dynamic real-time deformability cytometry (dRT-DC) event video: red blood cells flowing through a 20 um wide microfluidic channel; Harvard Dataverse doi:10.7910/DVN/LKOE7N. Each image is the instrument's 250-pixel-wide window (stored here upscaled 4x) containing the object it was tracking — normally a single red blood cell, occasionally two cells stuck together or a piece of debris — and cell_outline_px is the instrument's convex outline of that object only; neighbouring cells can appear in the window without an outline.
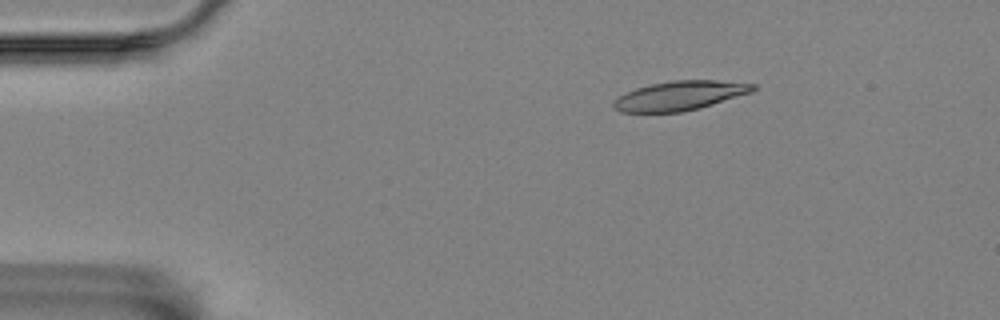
{"species": "Egyptian fruit bat (a non-hibernating species)", "species_latin": "Rousettus aegyptiacus", "temperature_condition": "room temperature", "stored_images_in_passage": 48, "camera_frame_rate_fps": 3000, "um_per_image_px": 0.085, "animal": {"sex": "female"}, "frame": {"image": 1, "passage_image": 1, "time_ms": 0.0, "image_size_px": [1000, 320], "cell_outline_px": [[756, 88], [752, 92], [712, 104], [680, 112], [620, 112], [612, 108], [612, 104], [620, 96], [636, 88], [648, 84], [672, 80], [716, 80], [756, 84]], "centroid_in_image_um": [57.77, 8.12], "position_along_channel_um": 27.2, "area_um2": 23.58}}
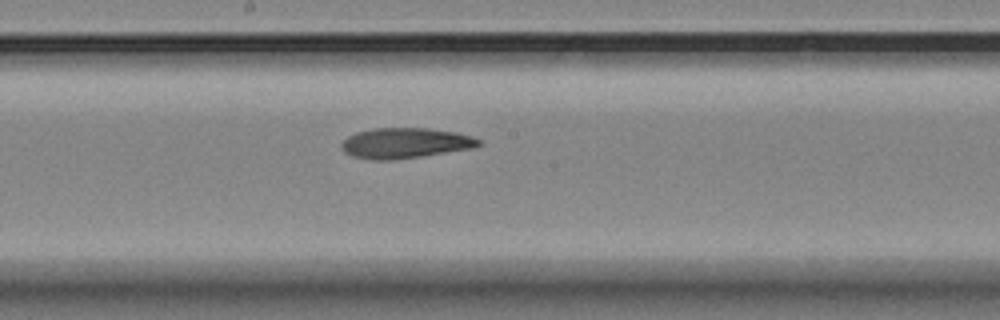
{"frame": {"image": 2, "passage_image": 22, "time_ms": 7.0, "image_size_px": [1000, 320], "cell_outline_px": [[484, 144], [472, 148], [420, 156], [392, 160], [372, 160], [352, 156], [344, 152], [340, 148], [340, 144], [348, 136], [356, 132], [376, 128], [428, 128], [456, 132], [472, 136], [480, 140]], "centroid_in_image_um": [34.42, 12.16], "position_along_channel_um": 213.8, "area_um2": 24.33}}
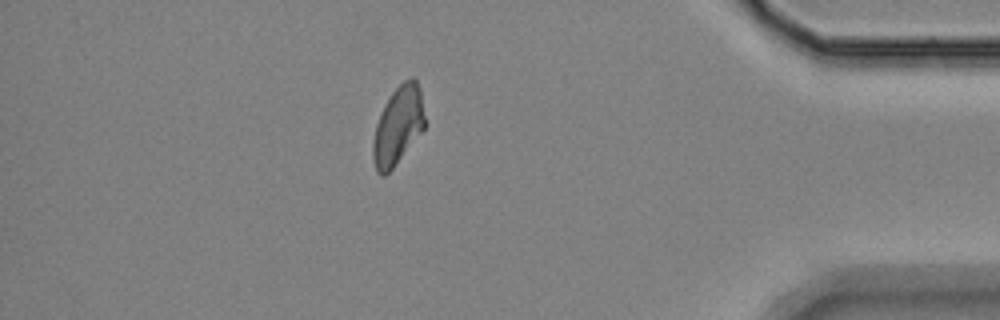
{"frame": {"image": 3, "passage_image": 41, "time_ms": 13.333, "image_size_px": [1000, 320], "cell_outline_px": [[424, 128], [392, 168], [384, 176], [380, 176], [376, 172], [372, 156], [372, 144], [376, 124], [384, 104], [392, 92], [404, 80], [412, 76], [416, 76], [420, 88], [424, 116]], "centroid_in_image_um": [33.81, 10.65], "position_along_channel_um": 401.4, "area_um2": 23.41}, "authors_computed_cell_mechanics": {"area_um2": 24.1315, "velocity_mm_per_s": 3.5368, "shape_relaxation_time_tau1_ms": 7.2632, "shape_relaxation_time_tau2_ms": 7.5174, "deformation_change_tau1": 0.208, "deformation_change_tau2": 0.1439}}